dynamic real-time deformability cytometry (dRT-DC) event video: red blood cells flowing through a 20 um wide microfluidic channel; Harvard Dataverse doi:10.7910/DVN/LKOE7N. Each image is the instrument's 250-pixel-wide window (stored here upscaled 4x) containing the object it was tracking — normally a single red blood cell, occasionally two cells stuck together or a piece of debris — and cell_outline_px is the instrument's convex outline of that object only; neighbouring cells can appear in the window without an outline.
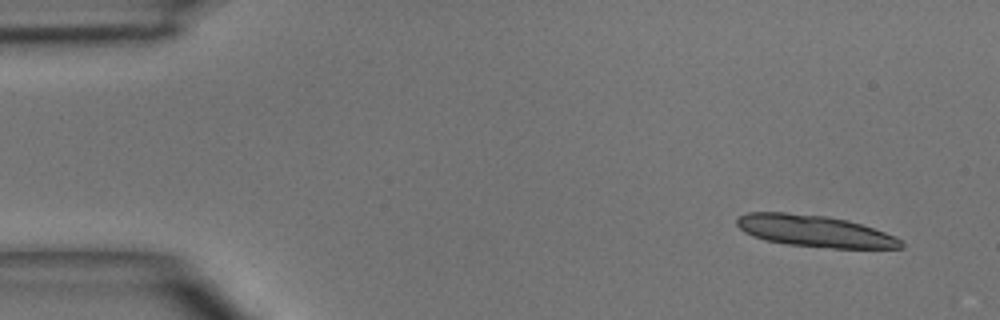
{"species": "common noctule bat (a hibernating species)", "species_latin": "Nyctalus noctula", "temperature_condition": "room temperature", "stored_images_in_passage": 3, "camera_frame_rate_fps": 3000, "um_per_image_px": 0.085, "animal": {"sex": "male", "body_mass_g": 15.6}, "frame": {"image": 1, "passage_image": 1, "time_ms": 0.0, "image_size_px": [1000, 320], "cell_outline_px": [[904, 248], [832, 248], [788, 244], [764, 240], [752, 236], [744, 232], [736, 224], [736, 220], [740, 216], [748, 212], [788, 212], [828, 216], [848, 220], [896, 236], [904, 244]], "centroid_in_image_um": [69.23, 19.63], "position_along_channel_um": 15.8, "area_um2": 30.29}}